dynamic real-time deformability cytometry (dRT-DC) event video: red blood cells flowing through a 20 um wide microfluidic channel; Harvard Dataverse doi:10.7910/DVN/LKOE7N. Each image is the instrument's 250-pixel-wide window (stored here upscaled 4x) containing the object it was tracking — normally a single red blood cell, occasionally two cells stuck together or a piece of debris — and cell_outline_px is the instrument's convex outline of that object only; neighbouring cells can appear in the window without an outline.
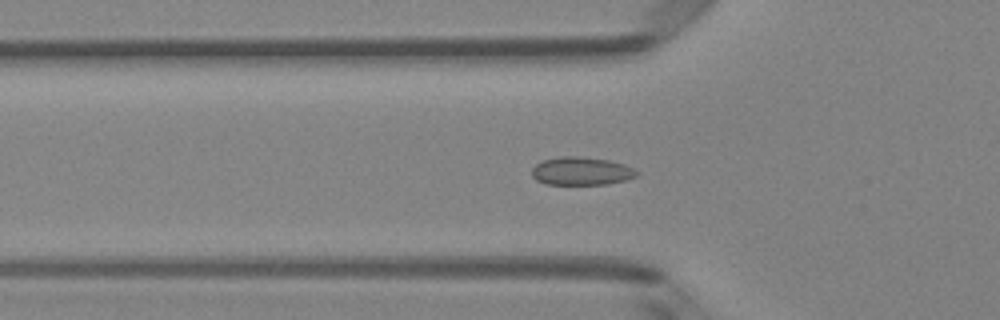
{"species": "Egyptian fruit bat (a non-hibernating species)", "species_latin": "Rousettus aegyptiacus", "temperature_condition": "room temperature", "stored_images_in_passage": 43, "segment_of_instrument_passage": [1, 2], "camera_frame_rate_fps": 3000, "um_per_image_px": 0.085, "animal": {"sex": "female"}, "frame": {"image": 1, "passage_image": 9, "time_ms": 2.667, "image_size_px": [1000, 320], "cell_outline_px": [[640, 172], [636, 176], [628, 180], [604, 184], [548, 184], [536, 180], [532, 176], [532, 168], [536, 164], [544, 160], [560, 156], [580, 156], [608, 160], [624, 164]], "centroid_in_image_um": [49.42, 14.54], "position_along_channel_um": 76.4, "area_um2": 17.17}}
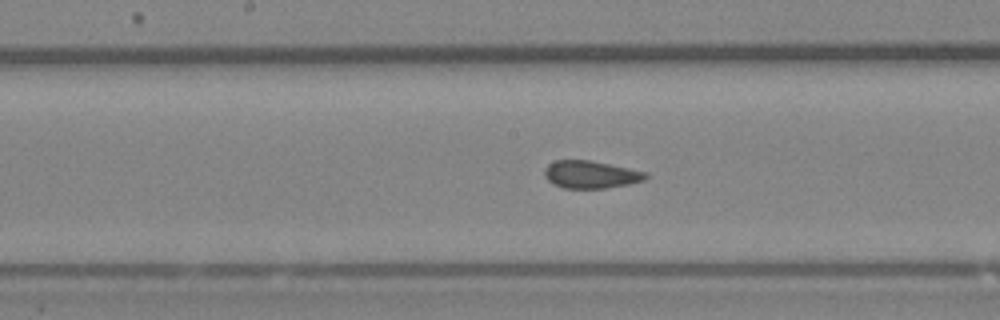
{"frame": {"image": 2, "passage_image": 18, "time_ms": 5.667, "image_size_px": [1000, 320], "cell_outline_px": [[648, 176], [644, 180], [628, 184], [604, 188], [564, 188], [548, 180], [544, 176], [544, 168], [548, 164], [556, 160], [588, 160], [648, 172]], "centroid_in_image_um": [50.2, 14.83], "position_along_channel_um": 198.0, "area_um2": 16.07}}
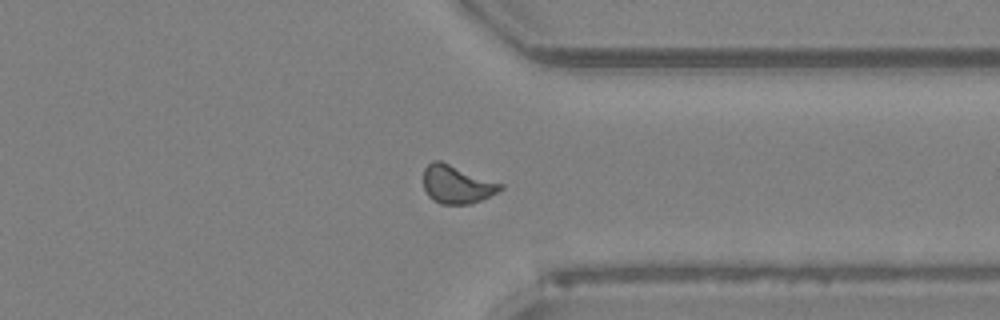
{"frame": {"image": 3, "passage_image": 31, "time_ms": 10.0, "image_size_px": [1000, 320], "cell_outline_px": [[504, 188], [472, 204], [440, 204], [432, 200], [428, 196], [424, 188], [424, 168], [432, 160], [440, 160], [504, 184]], "centroid_in_image_um": [38.81, 15.67], "position_along_channel_um": 372.6, "area_um2": 17.17}}